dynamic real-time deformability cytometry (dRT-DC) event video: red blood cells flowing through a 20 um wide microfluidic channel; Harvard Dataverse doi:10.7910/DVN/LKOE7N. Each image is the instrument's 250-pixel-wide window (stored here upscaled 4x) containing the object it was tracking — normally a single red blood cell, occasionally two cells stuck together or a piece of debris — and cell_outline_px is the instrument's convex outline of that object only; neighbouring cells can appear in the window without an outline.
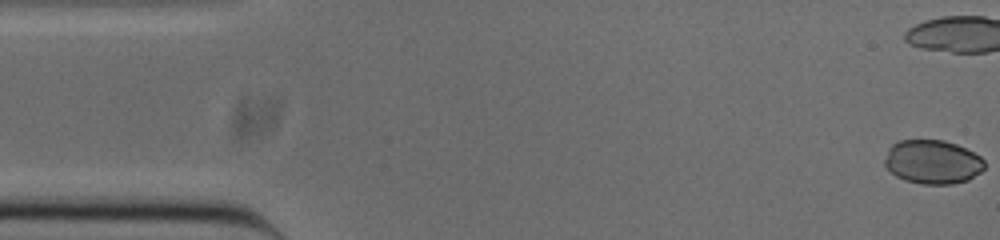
{"species": "common noctule bat (a hibernating species)", "species_latin": "Nyctalus noctula", "temperature_condition": "cold", "stored_images_in_passage": 35, "camera_frame_rate_fps": 3000, "um_per_image_px": 0.085, "animal": {"sex": "male", "body_mass_g": 20.0, "forearm_length_mm": 53.3}, "frame": {"image": 1, "passage_image": 1, "time_ms": 0.0, "image_size_px": [1000, 240], "cell_outline_px": [[984, 168], [980, 172], [968, 180], [952, 184], [924, 184], [904, 180], [896, 176], [884, 164], [884, 160], [888, 148], [892, 144], [900, 140], [944, 140], [956, 144], [980, 156], [984, 160]], "centroid_in_image_um": [79.25, 13.76], "position_along_channel_um": 5.7, "area_um2": 25.49}}